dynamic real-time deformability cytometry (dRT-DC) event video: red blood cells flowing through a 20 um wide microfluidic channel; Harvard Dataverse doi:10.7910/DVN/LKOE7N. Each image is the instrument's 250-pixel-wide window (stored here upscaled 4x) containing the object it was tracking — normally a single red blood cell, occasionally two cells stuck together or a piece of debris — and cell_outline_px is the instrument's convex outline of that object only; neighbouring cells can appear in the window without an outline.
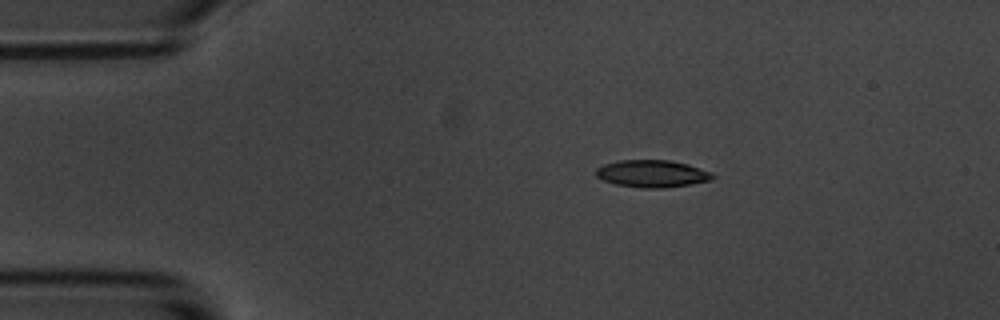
{"species": "common noctule bat (a hibernating species)", "species_latin": "Nyctalus noctula", "temperature_condition": "room temperature", "stored_images_in_passage": 9, "camera_frame_rate_fps": 3000, "um_per_image_px": 0.085, "animal": {"sex": "male", "body_mass_g": 20.1, "forearm_length_mm": 53.5}, "frame": {"image": 1, "passage_image": 2, "time_ms": 1.0, "image_size_px": [1000, 320], "cell_outline_px": [[716, 176], [712, 180], [692, 184], [664, 188], [644, 188], [616, 184], [604, 180], [596, 176], [596, 168], [604, 164], [620, 160], [672, 160], [688, 164], [712, 172]], "centroid_in_image_um": [55.48, 14.76], "position_along_channel_um": 29.5, "area_um2": 18.61}}
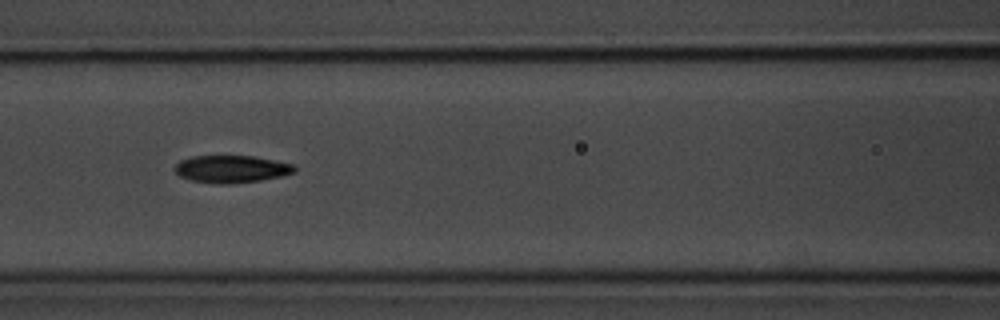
{"frame": {"image": 2, "passage_image": 6, "time_ms": 5.667, "image_size_px": [1000, 320], "cell_outline_px": [[296, 172], [280, 176], [260, 180], [228, 184], [216, 184], [192, 180], [180, 176], [176, 172], [176, 164], [180, 160], [192, 156], [252, 156], [292, 164], [296, 168]], "centroid_in_image_um": [19.66, 14.37], "position_along_channel_um": 146.9, "area_um2": 18.84}}
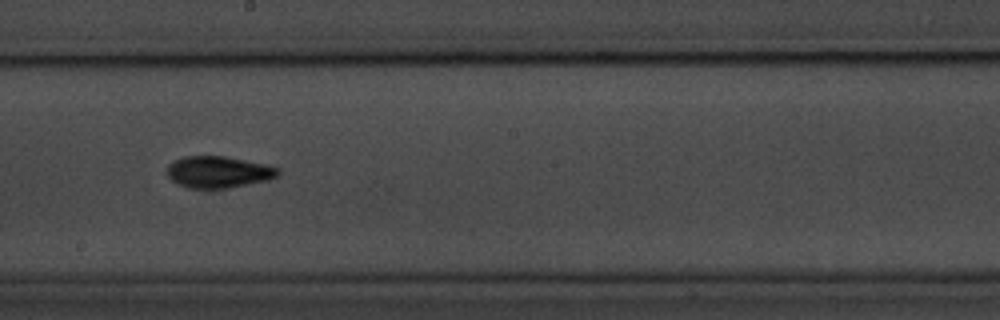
{"frame": {"image": 3, "passage_image": 8, "time_ms": 8.0, "image_size_px": [1000, 320], "cell_outline_px": [[280, 172], [276, 176], [268, 180], [228, 188], [188, 188], [176, 184], [168, 176], [168, 164], [184, 156], [228, 156], [264, 164], [280, 168]], "centroid_in_image_um": [18.56, 14.62], "position_along_channel_um": 229.6, "area_um2": 20.46}}